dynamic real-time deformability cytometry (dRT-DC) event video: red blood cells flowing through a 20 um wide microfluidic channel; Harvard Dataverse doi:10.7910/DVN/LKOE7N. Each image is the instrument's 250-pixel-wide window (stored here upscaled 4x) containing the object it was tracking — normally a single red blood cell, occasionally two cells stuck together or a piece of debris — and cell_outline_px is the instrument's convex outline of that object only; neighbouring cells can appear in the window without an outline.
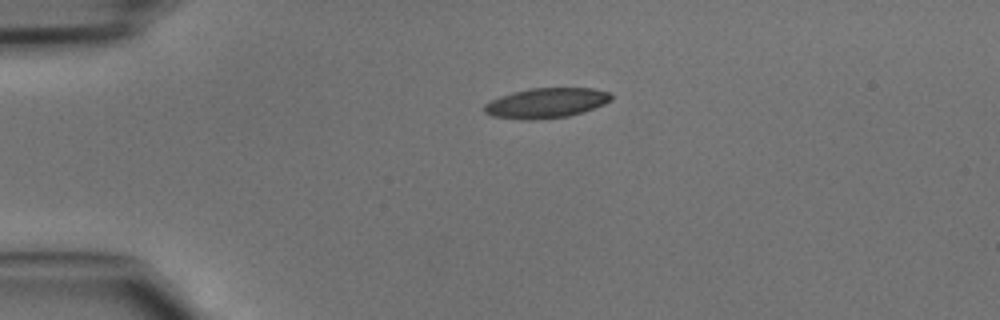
{"species": "common noctule bat (a hibernating species)", "species_latin": "Nyctalus noctula", "temperature_condition": "cold", "stored_images_in_passage": 37, "camera_frame_rate_fps": 3000, "um_per_image_px": 0.085, "animal": {"sex": "male", "body_mass_g": 15.6}, "frame": {"image": 1, "passage_image": 1, "time_ms": 0.0, "image_size_px": [1000, 320], "cell_outline_px": [[612, 100], [604, 104], [584, 112], [568, 116], [532, 120], [528, 120], [492, 116], [484, 112], [484, 104], [500, 96], [512, 92], [532, 88], [592, 88], [612, 92]], "centroid_in_image_um": [46.46, 8.75], "position_along_channel_um": 38.5, "area_um2": 22.25}}
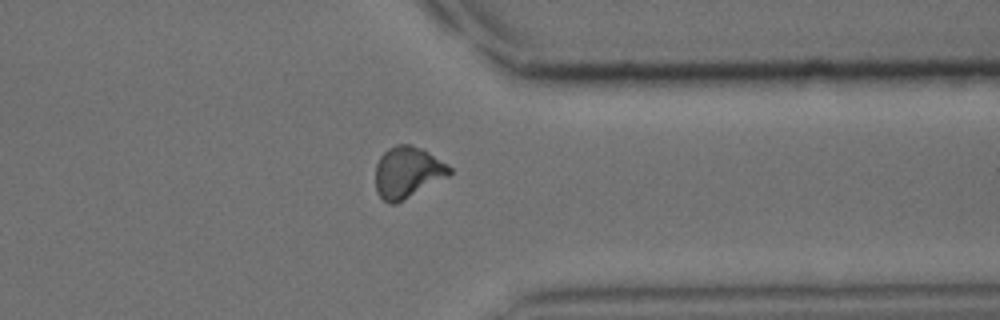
{"frame": {"image": 2, "passage_image": 27, "time_ms": 8.667, "image_size_px": [1000, 320], "cell_outline_px": [[452, 172], [448, 176], [396, 204], [388, 204], [376, 192], [376, 164], [380, 156], [388, 148], [396, 144], [412, 144], [428, 152], [448, 164], [452, 168]], "centroid_in_image_um": [34.63, 14.64], "position_along_channel_um": 376.8, "area_um2": 22.14}}
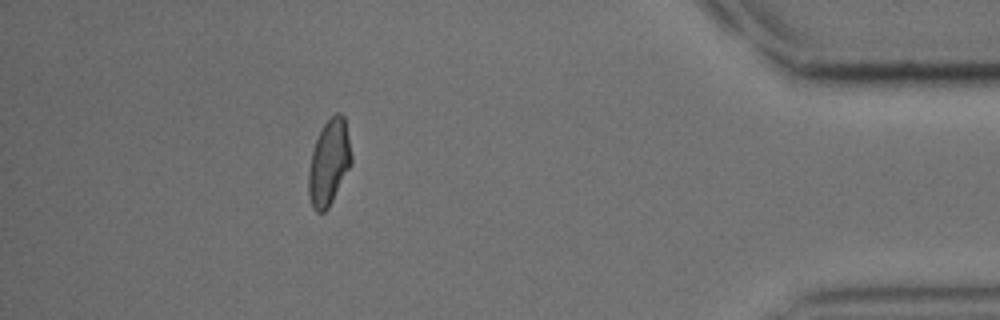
{"frame": {"image": 3, "passage_image": 32, "time_ms": 10.333, "image_size_px": [1000, 320], "cell_outline_px": [[352, 164], [328, 208], [324, 212], [316, 212], [312, 208], [308, 196], [308, 172], [312, 152], [316, 140], [324, 124], [336, 112], [340, 112], [344, 116], [352, 156]], "centroid_in_image_um": [27.96, 13.84], "position_along_channel_um": 407.2, "area_um2": 21.33}}